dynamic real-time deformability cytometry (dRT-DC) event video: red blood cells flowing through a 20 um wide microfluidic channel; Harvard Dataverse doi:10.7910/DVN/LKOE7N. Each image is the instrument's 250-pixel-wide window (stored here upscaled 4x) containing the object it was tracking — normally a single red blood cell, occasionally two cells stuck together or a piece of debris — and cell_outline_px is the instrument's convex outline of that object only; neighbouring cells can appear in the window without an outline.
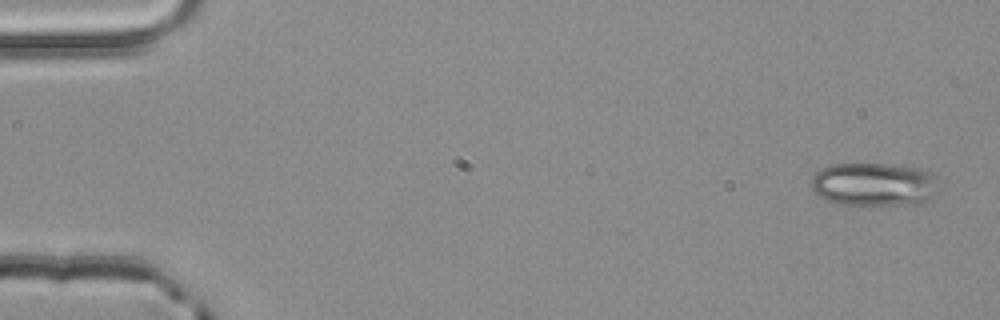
{"species": "common noctule bat (a hibernating species)", "species_latin": "Nyctalus noctula", "temperature_condition": "room temperature", "stored_images_in_passage": 4, "camera_frame_rate_fps": 3000, "um_per_image_px": 0.085, "animal": {"sex": "male", "body_mass_g": 20.4}, "frame": {"image": 1, "passage_image": 1, "time_ms": 0.0, "image_size_px": [1000, 320], "cell_outline_px": [[936, 196], [916, 204], [840, 204], [828, 200], [820, 196], [812, 188], [812, 176], [816, 172], [832, 164], [884, 164], [916, 168], [932, 172], [936, 180]], "centroid_in_image_um": [74.3, 15.66], "position_along_channel_um": 10.7, "area_um2": 31.79}}